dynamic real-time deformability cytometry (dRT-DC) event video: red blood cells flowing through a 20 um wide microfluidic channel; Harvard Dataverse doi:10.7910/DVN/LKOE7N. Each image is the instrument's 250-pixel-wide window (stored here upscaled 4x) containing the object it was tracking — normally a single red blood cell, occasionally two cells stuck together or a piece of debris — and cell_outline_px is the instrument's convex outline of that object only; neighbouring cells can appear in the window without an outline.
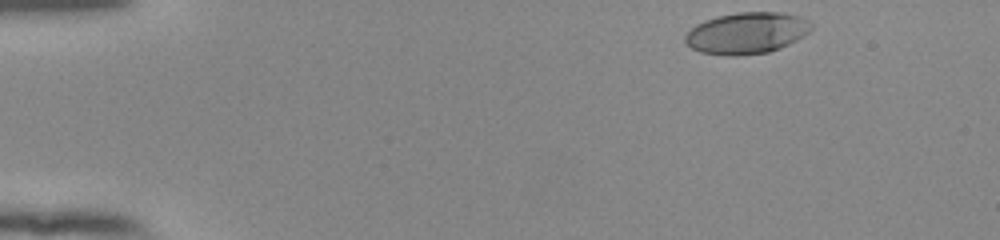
{"species": "human", "species_latin": "Homo sapiens", "temperature_condition": "room temperature", "stored_images_in_passage": 48, "camera_frame_rate_fps": 3000, "um_per_image_px": 0.085, "donor": {"sex": "female"}, "frame": {"image": 1, "passage_image": 1, "time_ms": 0.0, "image_size_px": [1000, 240], "cell_outline_px": [[812, 28], [804, 36], [780, 48], [768, 52], [736, 56], [728, 56], [700, 52], [692, 48], [684, 40], [684, 36], [696, 24], [704, 20], [716, 16], [736, 12], [780, 12], [800, 16], [808, 20], [812, 24]], "centroid_in_image_um": [63.47, 2.8], "position_along_channel_um": 21.5, "area_um2": 30.58}}
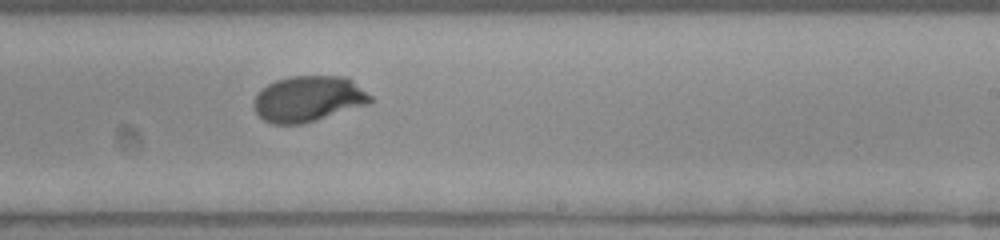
{"frame": {"image": 2, "passage_image": 28, "time_ms": 9.0, "image_size_px": [1000, 240], "cell_outline_px": [[372, 100], [368, 104], [300, 124], [272, 124], [264, 120], [256, 112], [252, 104], [260, 88], [276, 80], [288, 76], [348, 76], [372, 96]], "centroid_in_image_um": [26.19, 8.38], "position_along_channel_um": 262.8, "area_um2": 31.04}}
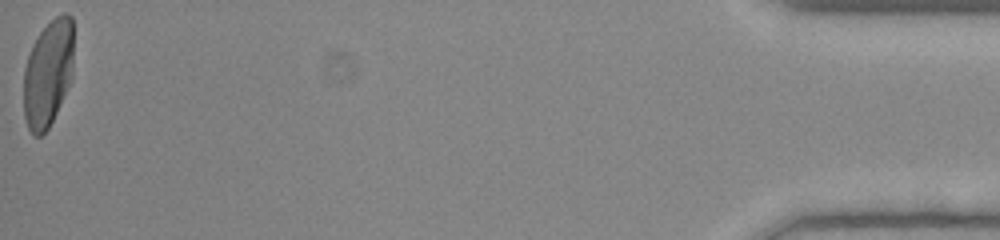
{"frame": {"image": 3, "passage_image": 48, "time_ms": 15.667, "image_size_px": [1000, 240], "cell_outline_px": [[72, 80], [48, 128], [40, 136], [32, 136], [28, 128], [24, 116], [24, 68], [32, 44], [40, 32], [56, 16], [64, 12], [68, 12], [72, 16]], "centroid_in_image_um": [4.08, 6.23], "position_along_channel_um": 431.1, "area_um2": 31.1}, "authors_computed_cell_mechanics": {"area_um2": 31.0964, "velocity_mm_per_s": 3.8593, "shape_relaxation_time_tau1_ms": 2.8782, "shape_relaxation_time_tau2_ms": null, "deformation_change_tau1": 0.1647, "deformation_change_tau2": null}}